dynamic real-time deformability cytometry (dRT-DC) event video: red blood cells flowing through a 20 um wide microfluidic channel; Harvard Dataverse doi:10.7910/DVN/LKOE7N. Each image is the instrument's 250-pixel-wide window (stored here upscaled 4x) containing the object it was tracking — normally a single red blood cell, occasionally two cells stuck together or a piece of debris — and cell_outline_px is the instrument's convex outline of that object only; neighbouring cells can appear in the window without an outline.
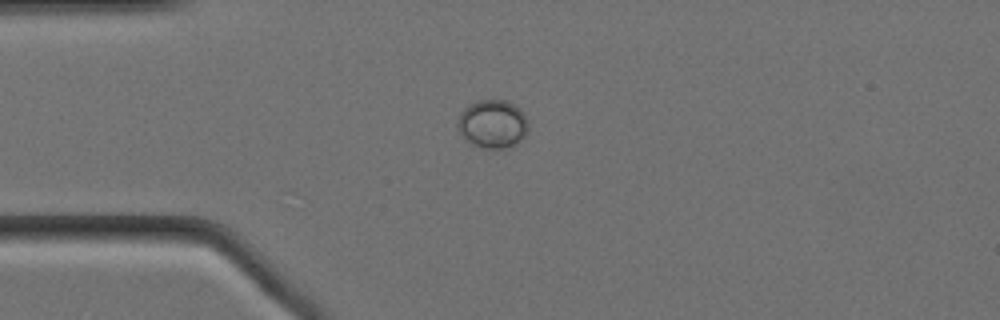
{"species": "Egyptian fruit bat (a non-hibernating species)", "species_latin": "Rousettus aegyptiacus", "temperature_condition": "cold", "stored_images_in_passage": 21, "camera_frame_rate_fps": 3000, "um_per_image_px": 0.085, "animal": {"sex": "female"}, "frame": {"image": 1, "passage_image": 1, "time_ms": 0.0, "image_size_px": [1000, 320], "cell_outline_px": [[528, 132], [512, 148], [484, 148], [472, 144], [464, 140], [456, 128], [456, 124], [460, 112], [468, 104], [476, 100], [504, 100], [520, 108], [528, 120]], "centroid_in_image_um": [41.84, 10.54], "position_along_channel_um": 43.2, "area_um2": 20.35}}
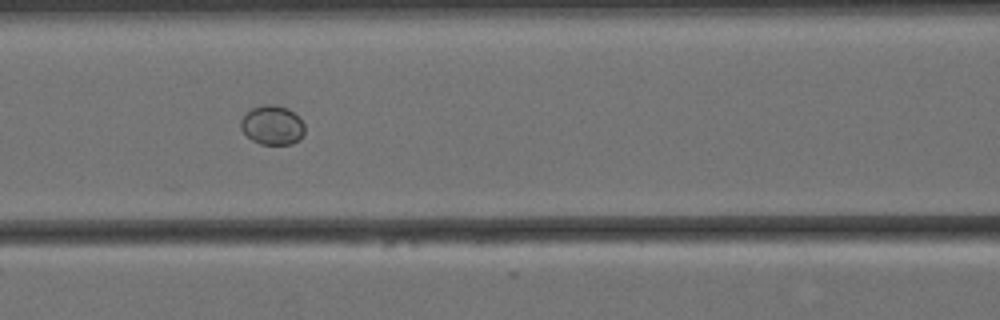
{"frame": {"image": 2, "passage_image": 11, "time_ms": 3.333, "image_size_px": [1000, 320], "cell_outline_px": [[304, 132], [300, 140], [292, 144], [260, 144], [252, 140], [240, 128], [240, 120], [252, 108], [264, 104], [276, 104], [288, 108], [300, 116], [304, 124]], "centroid_in_image_um": [23.18, 10.63], "position_along_channel_um": 143.4, "area_um2": 14.8}}
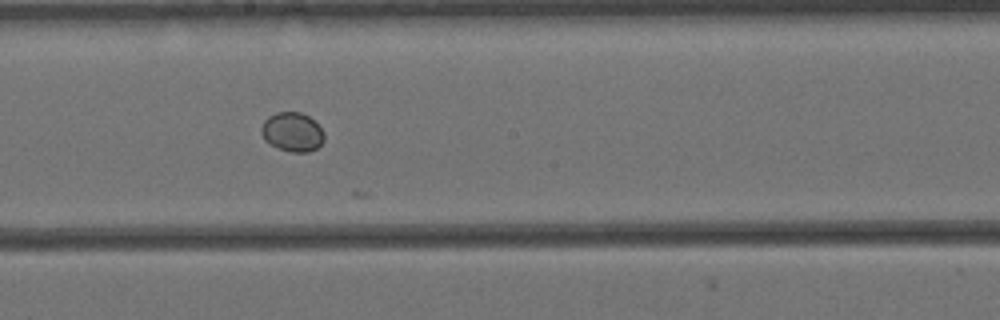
{"frame": {"image": 3, "passage_image": 18, "time_ms": 5.667, "image_size_px": [1000, 320], "cell_outline_px": [[324, 140], [316, 148], [308, 152], [288, 152], [264, 140], [260, 132], [260, 128], [264, 120], [268, 116], [276, 112], [300, 112], [308, 116], [324, 132]], "centroid_in_image_um": [24.82, 11.21], "position_along_channel_um": 223.4, "area_um2": 14.28}}